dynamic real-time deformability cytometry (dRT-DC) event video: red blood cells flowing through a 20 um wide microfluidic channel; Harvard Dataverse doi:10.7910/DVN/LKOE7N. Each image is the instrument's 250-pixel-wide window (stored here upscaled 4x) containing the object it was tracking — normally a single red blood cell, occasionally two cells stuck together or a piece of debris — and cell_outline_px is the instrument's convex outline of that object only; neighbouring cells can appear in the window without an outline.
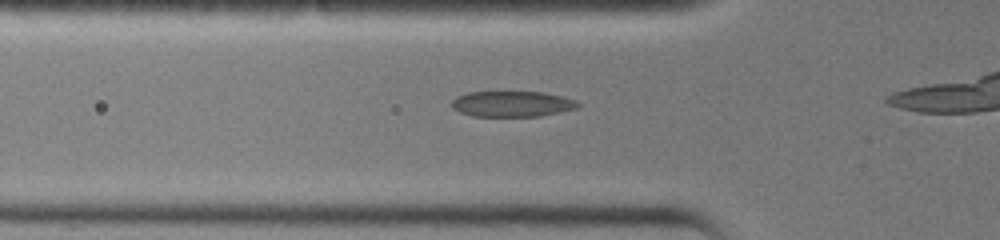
{"species": "common noctule bat (a hibernating species)", "species_latin": "Nyctalus noctula", "temperature_condition": "warm", "stored_images_in_passage": 11, "camera_frame_rate_fps": 3000, "um_per_image_px": 0.085, "animal": {"sex": "female", "body_mass_g": 19.0, "forearm_length_mm": 51.5}, "frame": {"image": 1, "passage_image": 7, "time_ms": 2.0, "image_size_px": [1000, 240], "cell_outline_px": [[580, 108], [540, 116], [472, 116], [460, 112], [452, 108], [452, 100], [456, 96], [468, 92], [544, 92], [576, 100], [580, 104]], "centroid_in_image_um": [43.54, 8.83], "position_along_channel_um": 82.3, "area_um2": 18.96}}
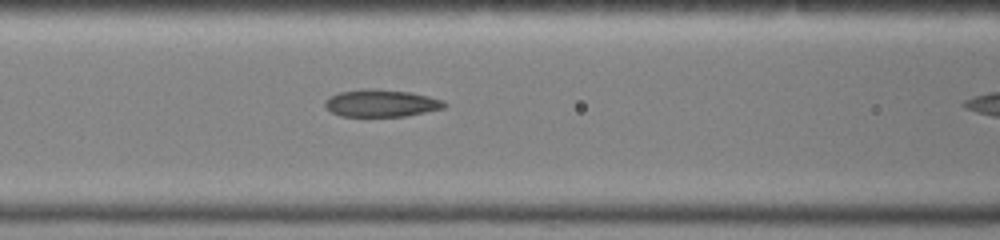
{"frame": {"image": 2, "passage_image": 10, "time_ms": 3.0, "image_size_px": [1000, 240], "cell_outline_px": [[448, 104], [444, 108], [404, 116], [340, 116], [332, 112], [324, 104], [324, 100], [340, 92], [368, 88], [412, 92], [444, 100]], "centroid_in_image_um": [32.43, 8.77], "position_along_channel_um": 134.2, "area_um2": 18.84}}